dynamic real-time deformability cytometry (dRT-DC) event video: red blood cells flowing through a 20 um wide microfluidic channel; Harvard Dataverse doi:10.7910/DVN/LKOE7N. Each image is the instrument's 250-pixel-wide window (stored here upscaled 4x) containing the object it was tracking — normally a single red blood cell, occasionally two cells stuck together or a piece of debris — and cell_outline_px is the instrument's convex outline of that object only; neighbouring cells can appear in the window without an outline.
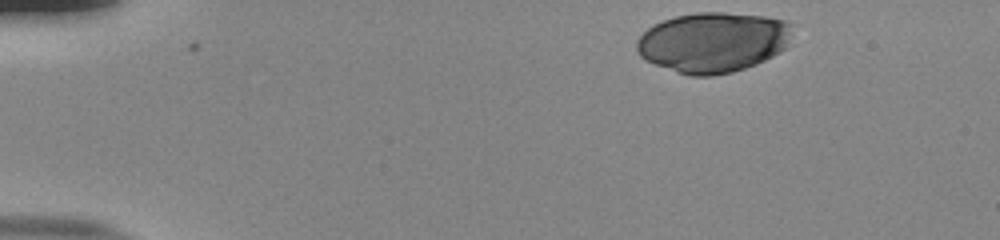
{"species": "human", "species_latin": "Homo sapiens", "temperature_condition": "room temperature", "stored_images_in_passage": 40, "camera_frame_rate_fps": 3000, "um_per_image_px": 0.085, "donor": {"sex": "male"}, "frame": {"image": 1, "passage_image": 1, "time_ms": 0.0, "image_size_px": [1000, 240], "cell_outline_px": [[792, 24], [784, 48], [780, 52], [756, 64], [732, 72], [712, 76], [692, 76], [644, 60], [640, 56], [636, 48], [636, 40], [652, 24], [676, 16], [696, 12], [724, 12], [764, 16], [784, 20]], "centroid_in_image_um": [60.57, 3.58], "position_along_channel_um": 24.4, "area_um2": 54.27}}
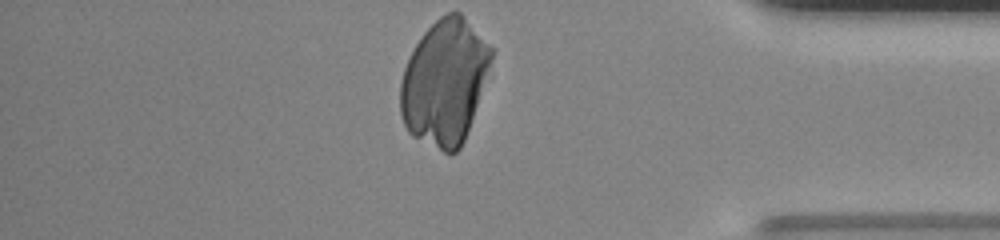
{"frame": {"image": 2, "passage_image": 40, "time_ms": 13.0, "image_size_px": [1000, 240], "cell_outline_px": [[496, 48], [464, 140], [460, 148], [456, 152], [444, 152], [412, 136], [408, 132], [400, 116], [400, 84], [404, 68], [416, 44], [424, 32], [440, 16], [448, 12], [460, 12]], "centroid_in_image_um": [37.8, 6.94], "position_along_channel_um": 397.4, "area_um2": 66.07}}